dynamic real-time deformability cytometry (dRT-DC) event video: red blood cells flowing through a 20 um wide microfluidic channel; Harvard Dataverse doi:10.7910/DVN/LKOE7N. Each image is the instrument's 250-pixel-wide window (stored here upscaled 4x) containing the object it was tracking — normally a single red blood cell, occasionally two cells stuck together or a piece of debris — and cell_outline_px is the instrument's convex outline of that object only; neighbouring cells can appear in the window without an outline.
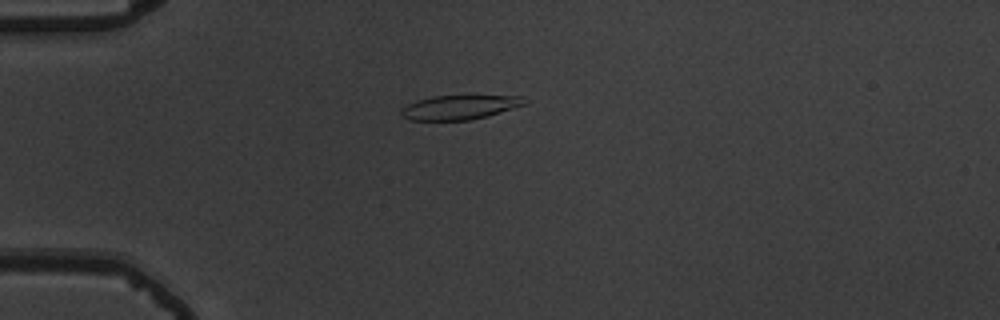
{"species": "common noctule bat (a hibernating species)", "species_latin": "Nyctalus noctula", "temperature_condition": "warm", "stored_images_in_passage": 44, "camera_frame_rate_fps": 3000, "um_per_image_px": 0.085, "animal": {"sex": "male", "body_mass_g": 19.5, "forearm_length_mm": 54.6}, "frame": {"image": 1, "passage_image": 4, "time_ms": 1.0, "image_size_px": [1000, 320], "cell_outline_px": [[528, 104], [488, 116], [468, 120], [408, 120], [400, 112], [408, 104], [416, 100], [432, 96], [520, 96], [528, 100]], "centroid_in_image_um": [39.11, 9.12], "position_along_channel_um": 45.9, "area_um2": 17.4}}
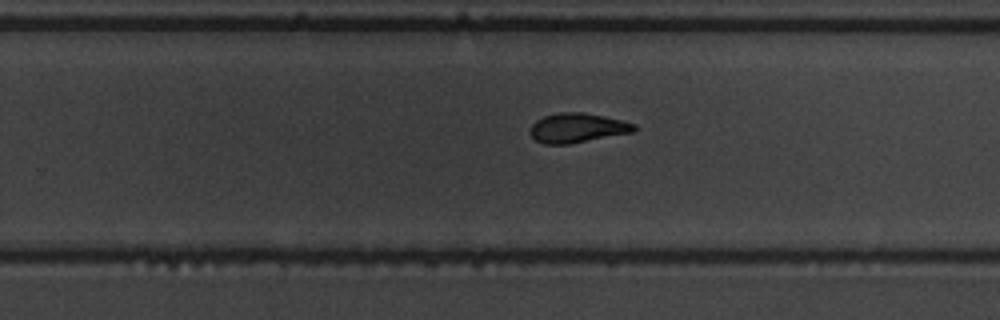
{"frame": {"image": 2, "passage_image": 25, "time_ms": 8.0, "image_size_px": [1000, 320], "cell_outline_px": [[636, 132], [568, 144], [544, 144], [536, 140], [528, 132], [532, 124], [536, 120], [544, 116], [560, 112], [584, 112], [604, 116], [636, 124]], "centroid_in_image_um": [49.08, 10.87], "position_along_channel_um": 280.7, "area_um2": 17.98}}
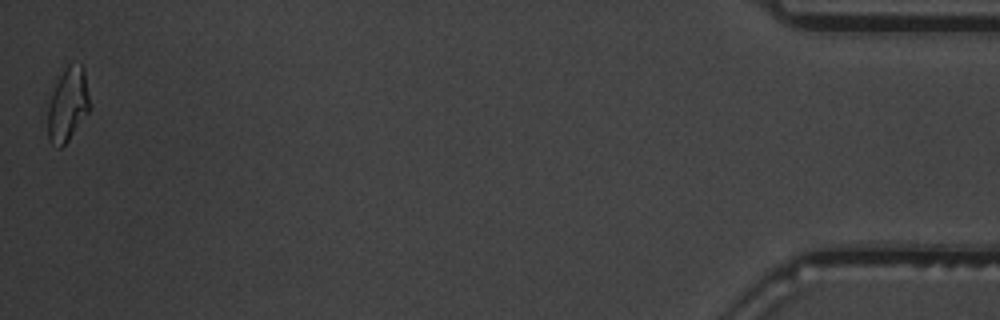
{"frame": {"image": 3, "passage_image": 44, "time_ms": 14.333, "image_size_px": [1000, 320], "cell_outline_px": [[88, 112], [68, 140], [60, 148], [56, 148], [48, 140], [48, 108], [56, 84], [64, 68], [68, 64], [80, 64], [84, 68], [88, 96]], "centroid_in_image_um": [5.74, 8.91], "position_along_channel_um": 429.5, "area_um2": 17.46}, "authors_computed_cell_mechanics": {"area_um2": 18.0625, "velocity_mm_per_s": 3.7046, "shape_relaxation_time_tau1_ms": 4.9198, "shape_relaxation_time_tau2_ms": 2.9121, "deformation_change_tau1": 0.1624, "deformation_change_tau2": 0.087}}